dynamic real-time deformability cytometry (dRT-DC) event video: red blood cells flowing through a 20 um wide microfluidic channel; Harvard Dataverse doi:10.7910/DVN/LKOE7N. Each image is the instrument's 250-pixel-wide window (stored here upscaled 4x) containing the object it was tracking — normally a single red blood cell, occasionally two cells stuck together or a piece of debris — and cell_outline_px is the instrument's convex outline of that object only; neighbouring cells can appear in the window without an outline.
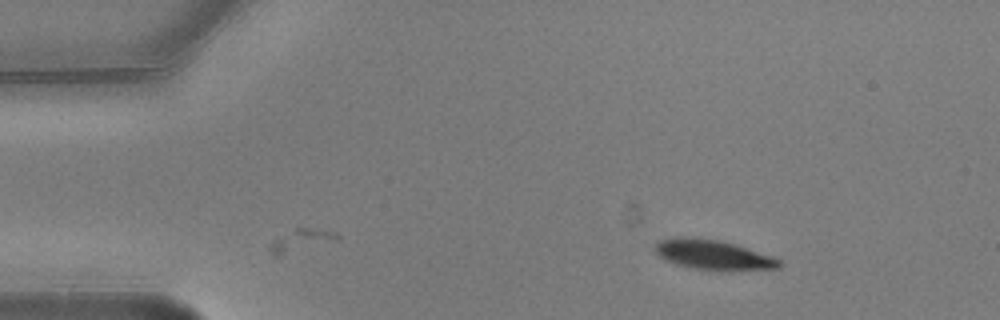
{"species": "common noctule bat (a hibernating species)", "species_latin": "Nyctalus noctula", "temperature_condition": "warm", "stored_images_in_passage": 2, "camera_frame_rate_fps": 3000, "um_per_image_px": 0.085, "animal": {"sex": "male", "body_mass_g": 20.5, "forearm_length_mm": 52.5}, "frame": {"image": 1, "passage_image": 2, "time_ms": 0.333, "image_size_px": [1000, 320], "cell_outline_px": [[784, 264], [780, 268], [696, 268], [680, 264], [668, 260], [660, 256], [652, 248], [660, 240], [676, 236], [684, 236], [720, 240], [772, 256], [780, 260]], "centroid_in_image_um": [60.57, 21.59], "position_along_channel_um": 24.4, "area_um2": 20.46}}